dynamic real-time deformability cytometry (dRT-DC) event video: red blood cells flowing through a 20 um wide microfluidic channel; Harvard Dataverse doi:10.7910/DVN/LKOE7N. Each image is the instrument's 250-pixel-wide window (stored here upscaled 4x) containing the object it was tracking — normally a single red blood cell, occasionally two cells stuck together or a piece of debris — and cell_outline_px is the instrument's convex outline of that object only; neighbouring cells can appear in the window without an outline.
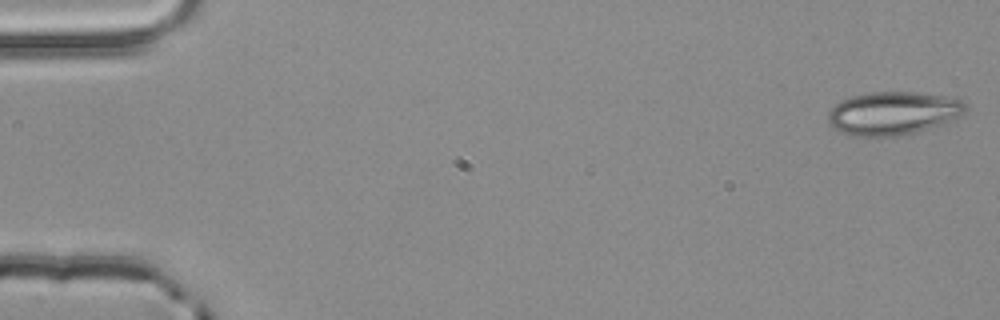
{"species": "common noctule bat (a hibernating species)", "species_latin": "Nyctalus noctula", "temperature_condition": "room temperature", "stored_images_in_passage": 3, "camera_frame_rate_fps": 3000, "um_per_image_px": 0.085, "animal": {"sex": "male", "body_mass_g": 20.4}, "frame": {"image": 1, "passage_image": 1, "time_ms": 0.0, "image_size_px": [1000, 320], "cell_outline_px": [[968, 108], [960, 116], [944, 124], [916, 132], [896, 136], [848, 136], [832, 128], [828, 124], [828, 112], [836, 104], [852, 96], [868, 92], [916, 92], [944, 96], [960, 100]], "centroid_in_image_um": [75.89, 9.64], "position_along_channel_um": 9.1, "area_um2": 34.74}}